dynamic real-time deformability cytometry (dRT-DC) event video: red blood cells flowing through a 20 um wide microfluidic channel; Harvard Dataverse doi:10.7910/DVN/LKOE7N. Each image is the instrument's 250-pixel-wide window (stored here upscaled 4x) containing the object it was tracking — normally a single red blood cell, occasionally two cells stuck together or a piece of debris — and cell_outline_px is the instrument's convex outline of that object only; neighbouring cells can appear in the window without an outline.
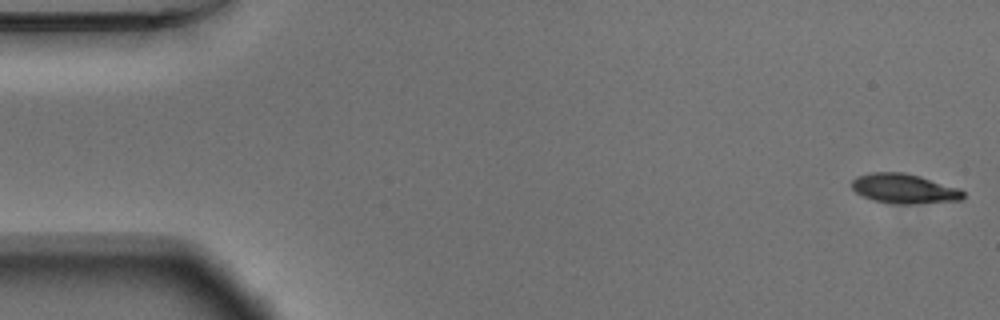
{"species": "Egyptian fruit bat (a non-hibernating species)", "species_latin": "Rousettus aegyptiacus", "temperature_condition": "warm", "stored_images_in_passage": 54, "camera_frame_rate_fps": 3000, "um_per_image_px": 0.085, "animal": {"sex": "male"}, "frame": {"image": 1, "passage_image": 1, "time_ms": 0.0, "image_size_px": [1000, 320], "cell_outline_px": [[964, 196], [960, 200], [908, 204], [904, 204], [876, 200], [864, 196], [856, 192], [852, 188], [852, 180], [856, 176], [872, 172], [904, 172], [920, 176], [960, 188], [964, 192]], "centroid_in_image_um": [76.87, 16.01], "position_along_channel_um": 8.1, "area_um2": 19.02}}
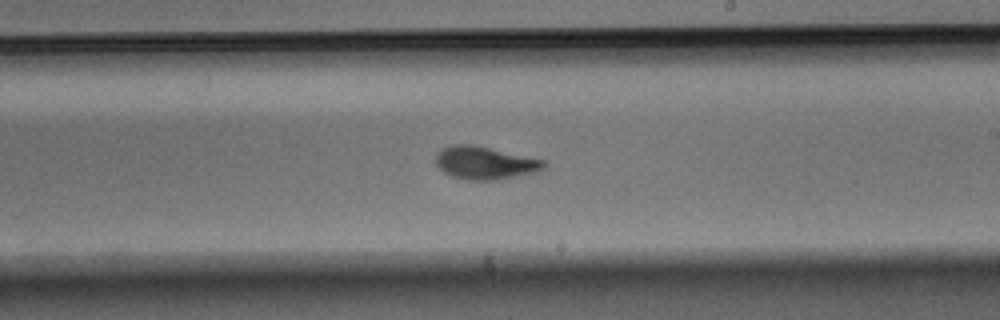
{"frame": {"image": 2, "passage_image": 31, "time_ms": 10.0, "image_size_px": [1000, 320], "cell_outline_px": [[548, 164], [540, 172], [496, 180], [464, 180], [452, 176], [444, 172], [436, 164], [436, 152], [444, 148], [456, 144], [472, 144], [544, 160]], "centroid_in_image_um": [41.25, 13.86], "position_along_channel_um": 247.8, "area_um2": 20.75}}
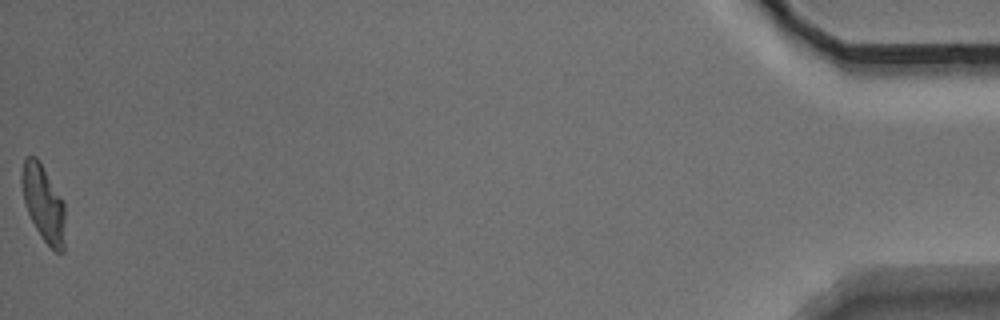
{"frame": {"image": 3, "passage_image": 54, "time_ms": 17.667, "image_size_px": [1000, 320], "cell_outline_px": [[64, 252], [56, 252], [44, 240], [36, 228], [28, 212], [24, 200], [20, 180], [20, 172], [24, 160], [28, 156], [36, 156], [40, 160], [64, 204]], "centroid_in_image_um": [3.67, 17.24], "position_along_channel_um": 431.5, "area_um2": 19.07}, "authors_computed_cell_mechanics": {"area_um2": 19.9988, "velocity_mm_per_s": 3.7065, "shape_relaxation_time_tau1_ms": 2.9242, "shape_relaxation_time_tau2_ms": 1.7965, "deformation_change_tau1": 0.1798, "deformation_change_tau2": 0.0787}}